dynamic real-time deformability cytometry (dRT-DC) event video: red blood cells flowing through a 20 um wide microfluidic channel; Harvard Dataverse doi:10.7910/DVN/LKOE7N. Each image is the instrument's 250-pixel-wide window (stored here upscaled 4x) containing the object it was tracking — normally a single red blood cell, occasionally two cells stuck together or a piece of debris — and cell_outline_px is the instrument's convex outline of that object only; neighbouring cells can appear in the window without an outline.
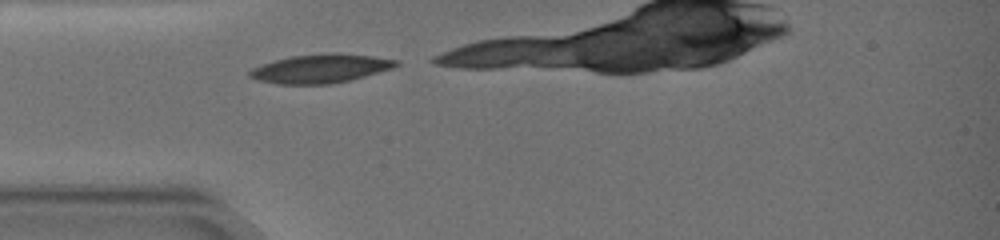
{"species": "common noctule bat (a hibernating species)", "species_latin": "Nyctalus noctula", "temperature_condition": "warm", "stored_images_in_passage": 8, "camera_frame_rate_fps": 3000, "um_per_image_px": 0.085, "animal": {"sex": "female", "body_mass_g": 19.0, "forearm_length_mm": 51.5}, "frame": {"image": 1, "passage_image": 1, "time_ms": 0.0, "image_size_px": [1000, 240], "cell_outline_px": [[400, 64], [392, 68], [352, 80], [332, 84], [276, 84], [256, 80], [248, 76], [248, 72], [252, 68], [276, 60], [292, 56], [324, 52], [340, 52], [372, 56], [400, 60]], "centroid_in_image_um": [27.27, 5.82], "position_along_channel_um": 57.7, "area_um2": 24.85}}